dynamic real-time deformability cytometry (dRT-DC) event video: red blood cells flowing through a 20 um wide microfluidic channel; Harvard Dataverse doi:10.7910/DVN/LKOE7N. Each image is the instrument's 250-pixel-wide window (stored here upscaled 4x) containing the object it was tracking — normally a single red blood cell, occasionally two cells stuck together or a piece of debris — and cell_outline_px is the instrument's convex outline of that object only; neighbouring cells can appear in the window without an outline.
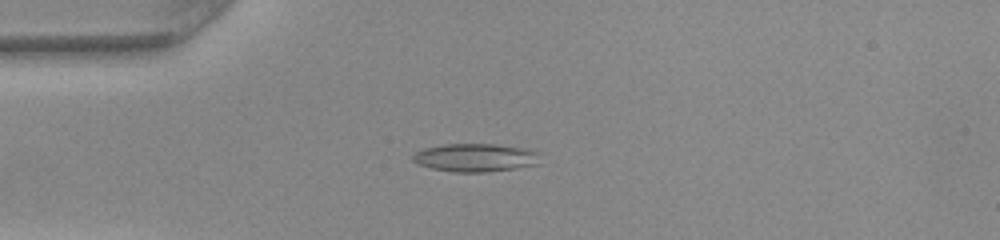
{"species": "common noctule bat (a hibernating species)", "species_latin": "Nyctalus noctula", "temperature_condition": "warm", "stored_images_in_passage": 40, "camera_frame_rate_fps": 3000, "um_per_image_px": 0.085, "animal": {"sex": "female", "body_mass_g": 22.0, "forearm_length_mm": 56.7}, "frame": {"image": 1, "passage_image": 3, "time_ms": 0.667, "image_size_px": [1000, 240], "cell_outline_px": [[540, 164], [516, 168], [484, 172], [452, 172], [432, 168], [416, 164], [412, 160], [412, 152], [424, 148], [444, 144], [496, 144], [524, 148], [540, 152]], "centroid_in_image_um": [40.4, 13.39], "position_along_channel_um": 44.6, "area_um2": 21.21}}
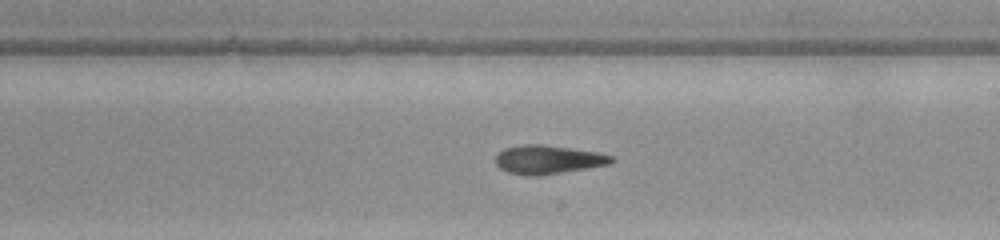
{"frame": {"image": 2, "passage_image": 19, "time_ms": 6.0, "image_size_px": [1000, 240], "cell_outline_px": [[612, 160], [608, 164], [588, 168], [540, 176], [528, 176], [508, 172], [500, 168], [496, 164], [496, 156], [504, 148], [524, 144], [540, 144], [572, 148], [596, 152], [612, 156]], "centroid_in_image_um": [46.54, 13.57], "position_along_channel_um": 242.5, "area_um2": 19.25}}
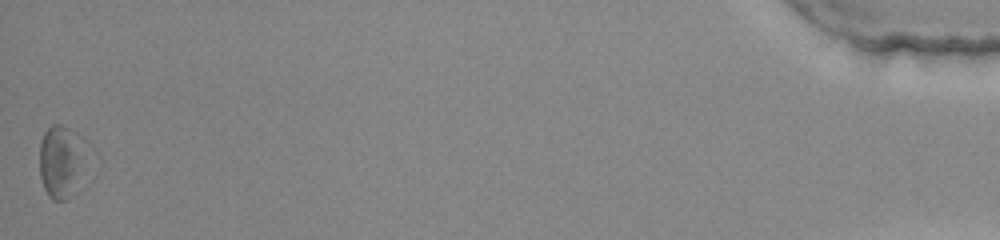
{"frame": {"image": 3, "passage_image": 40, "time_ms": 13.0, "image_size_px": [1000, 240], "cell_outline_px": [[76, 156], [72, 196], [64, 200], [52, 200], [48, 196], [44, 188], [40, 176], [40, 144], [44, 132], [52, 124], [60, 124], [68, 128]], "centroid_in_image_um": [4.89, 13.81], "position_along_channel_um": 430.3, "area_um2": 16.36}, "authors_computed_cell_mechanics": {"area_um2": 19.1896, "velocity_mm_per_s": 4.0723, "shape_relaxation_time_tau1_ms": 5.4539, "shape_relaxation_time_tau2_ms": null, "deformation_change_tau1": 0.1405, "deformation_change_tau2": null}}